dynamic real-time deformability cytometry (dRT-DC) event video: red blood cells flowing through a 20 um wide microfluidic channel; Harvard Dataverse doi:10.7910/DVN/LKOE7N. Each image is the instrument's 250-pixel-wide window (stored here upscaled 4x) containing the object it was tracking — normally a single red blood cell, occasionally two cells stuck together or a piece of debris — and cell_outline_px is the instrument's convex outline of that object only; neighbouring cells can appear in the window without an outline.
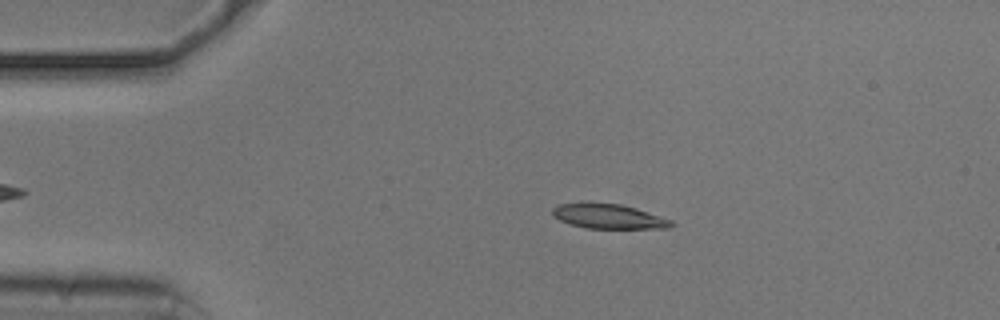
{"species": "common noctule bat (a hibernating species)", "species_latin": "Nyctalus noctula", "temperature_condition": "cold", "stored_images_in_passage": 45, "camera_frame_rate_fps": 3000, "um_per_image_px": 0.085, "animal": {"sex": "male", "body_mass_g": 20.5, "forearm_length_mm": 52.5}, "frame": {"image": 1, "passage_image": 9, "time_ms": 2.667, "image_size_px": [1000, 320], "cell_outline_px": [[676, 224], [668, 228], [584, 228], [560, 220], [552, 216], [552, 208], [560, 204], [588, 200], [620, 204], [636, 208], [672, 220]], "centroid_in_image_um": [51.68, 18.35], "position_along_channel_um": 33.3, "area_um2": 17.51}}
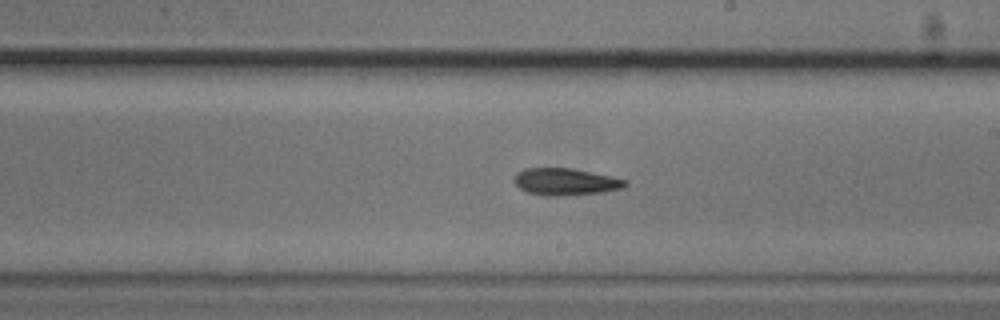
{"frame": {"image": 2, "passage_image": 29, "time_ms": 9.333, "image_size_px": [1000, 320], "cell_outline_px": [[628, 184], [620, 188], [604, 192], [564, 196], [548, 196], [528, 192], [520, 188], [512, 180], [516, 172], [524, 168], [572, 168], [612, 176], [628, 180]], "centroid_in_image_um": [48.06, 15.44], "position_along_channel_um": 240.9, "area_um2": 17.63}}
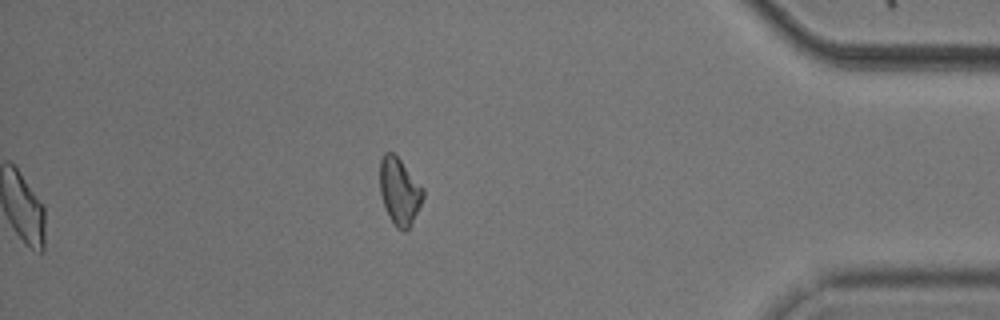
{"frame": {"image": 3, "passage_image": 45, "time_ms": 14.667, "image_size_px": [1000, 320], "cell_outline_px": [[424, 196], [408, 228], [404, 232], [400, 232], [396, 228], [384, 204], [380, 192], [380, 160], [384, 152], [392, 152], [400, 160], [424, 188]], "centroid_in_image_um": [33.95, 16.24], "position_along_channel_um": 401.3, "area_um2": 16.47}, "authors_computed_cell_mechanics": {"area_um2": 17.34, "velocity_mm_per_s": 3.7378, "shape_relaxation_time_tau1_ms": 4.187, "shape_relaxation_time_tau2_ms": null, "deformation_change_tau1": 0.1199, "deformation_change_tau2": null}}